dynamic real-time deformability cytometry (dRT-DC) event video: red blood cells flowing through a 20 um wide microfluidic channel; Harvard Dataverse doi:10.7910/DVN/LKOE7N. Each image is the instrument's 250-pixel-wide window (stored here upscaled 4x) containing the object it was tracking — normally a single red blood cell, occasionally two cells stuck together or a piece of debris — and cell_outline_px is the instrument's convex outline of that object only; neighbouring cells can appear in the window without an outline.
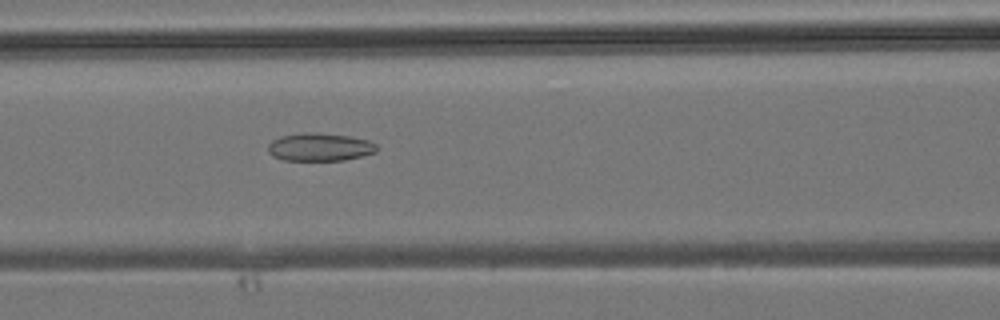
{"species": "common noctule bat (a hibernating species)", "species_latin": "Nyctalus noctula", "temperature_condition": "room temperature", "stored_images_in_passage": 42, "camera_frame_rate_fps": 3000, "um_per_image_px": 0.085, "animal": {"sex": "male", "body_mass_g": 19.2, "forearm_length_mm": 51.8}, "frame": {"image": 1, "passage_image": 18, "time_ms": 5.667, "image_size_px": [1000, 320], "cell_outline_px": [[376, 152], [344, 160], [284, 160], [272, 156], [268, 152], [268, 144], [272, 140], [280, 136], [304, 132], [312, 132], [348, 136], [368, 140], [376, 144]], "centroid_in_image_um": [27.14, 12.49], "position_along_channel_um": 139.5, "area_um2": 17.63}}
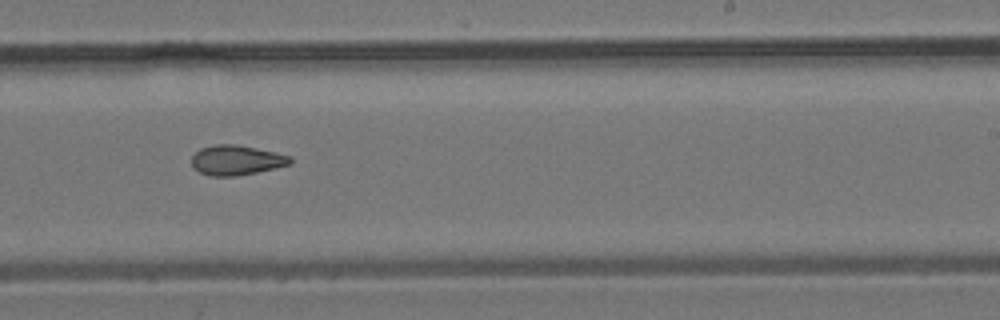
{"frame": {"image": 2, "passage_image": 26, "time_ms": 8.333, "image_size_px": [1000, 320], "cell_outline_px": [[292, 164], [276, 168], [236, 176], [212, 176], [200, 172], [192, 168], [192, 156], [200, 148], [216, 144], [236, 144], [276, 152], [292, 156]], "centroid_in_image_um": [20.11, 13.61], "position_along_channel_um": 268.9, "area_um2": 17.28}}
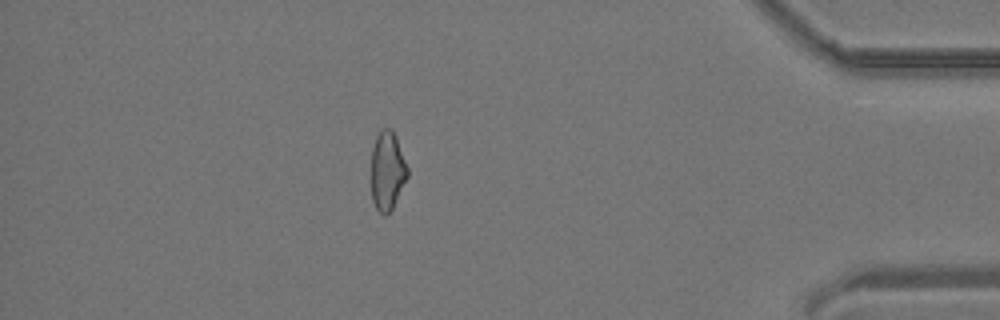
{"frame": {"image": 3, "passage_image": 37, "time_ms": 12.0, "image_size_px": [1000, 320], "cell_outline_px": [[408, 176], [392, 208], [384, 216], [376, 208], [372, 200], [372, 148], [376, 136], [380, 128], [392, 128], [396, 136], [408, 168]], "centroid_in_image_um": [32.92, 14.47], "position_along_channel_um": 402.3, "area_um2": 16.59}}